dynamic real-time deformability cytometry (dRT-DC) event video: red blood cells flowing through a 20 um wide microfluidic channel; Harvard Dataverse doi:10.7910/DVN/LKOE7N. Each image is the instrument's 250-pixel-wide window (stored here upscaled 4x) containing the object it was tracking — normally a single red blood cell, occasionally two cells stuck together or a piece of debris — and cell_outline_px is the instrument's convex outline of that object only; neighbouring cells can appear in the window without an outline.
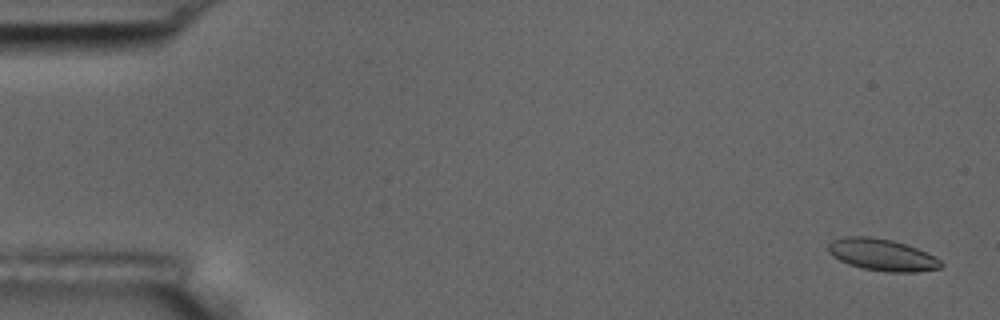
{"species": "common noctule bat (a hibernating species)", "species_latin": "Nyctalus noctula", "temperature_condition": "room temperature", "stored_images_in_passage": 5, "camera_frame_rate_fps": 3000, "um_per_image_px": 0.085, "animal": {"sex": "male", "body_mass_g": 17.5, "forearm_length_mm": 52.3}, "frame": {"image": 1, "passage_image": 1, "time_ms": 0.0, "image_size_px": [1000, 320], "cell_outline_px": [[944, 264], [940, 268], [916, 272], [888, 272], [864, 268], [848, 264], [832, 256], [828, 252], [828, 244], [832, 240], [844, 236], [868, 236], [892, 240], [916, 248], [940, 260]], "centroid_in_image_um": [74.94, 21.65], "position_along_channel_um": 10.1, "area_um2": 20.75}}
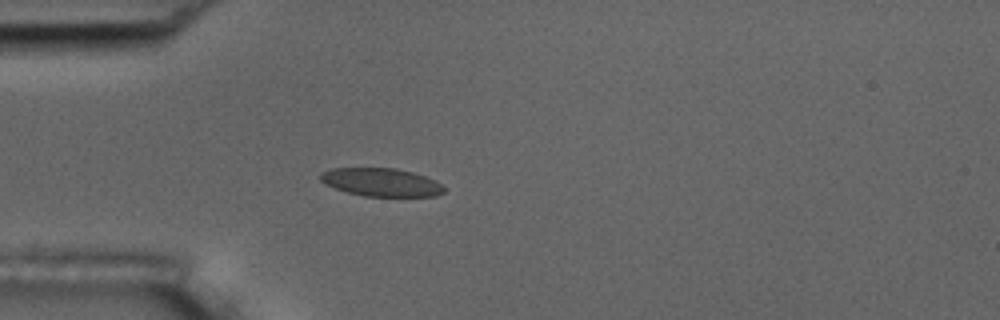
{"frame": {"image": 2, "passage_image": 5, "time_ms": 4.667, "image_size_px": [1000, 320], "cell_outline_px": [[444, 192], [436, 196], [364, 196], [348, 192], [336, 188], [320, 180], [320, 172], [332, 168], [396, 168], [412, 172], [436, 180], [444, 188]], "centroid_in_image_um": [32.41, 15.48], "position_along_channel_um": 52.6, "area_um2": 20.11}}